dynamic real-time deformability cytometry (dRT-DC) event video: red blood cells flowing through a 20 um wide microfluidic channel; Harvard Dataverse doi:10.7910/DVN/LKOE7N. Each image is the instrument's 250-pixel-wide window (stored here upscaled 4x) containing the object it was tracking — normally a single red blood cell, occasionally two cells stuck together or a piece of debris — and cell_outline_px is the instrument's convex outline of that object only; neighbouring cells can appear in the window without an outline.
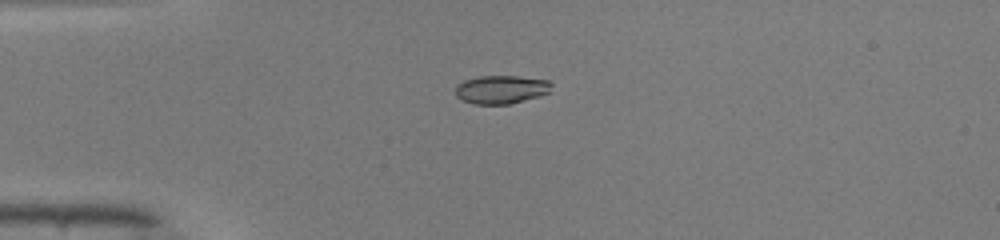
{"species": "common noctule bat (a hibernating species)", "species_latin": "Nyctalus noctula", "temperature_condition": "warm", "stored_images_in_passage": 38, "camera_frame_rate_fps": 3000, "um_per_image_px": 0.085, "animal": {"sex": "male", "body_mass_g": 19.0, "forearm_length_mm": 50.8}, "frame": {"image": 1, "passage_image": 1, "time_ms": 0.0, "image_size_px": [1000, 240], "cell_outline_px": [[552, 84], [548, 92], [540, 96], [508, 104], [472, 104], [456, 96], [456, 84], [464, 80], [480, 76], [516, 76], [548, 80]], "centroid_in_image_um": [42.58, 7.6], "position_along_channel_um": 42.4, "area_um2": 15.78}}
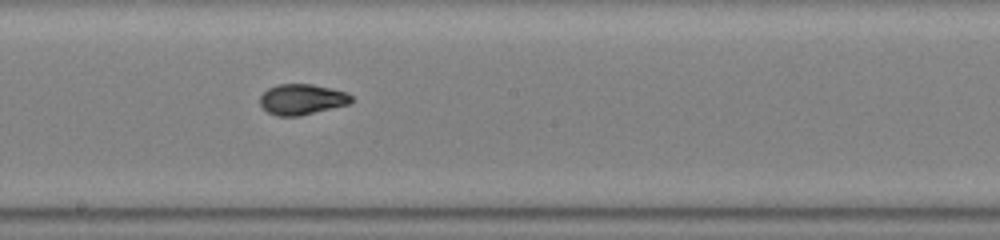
{"frame": {"image": 2, "passage_image": 16, "time_ms": 5.0, "image_size_px": [1000, 240], "cell_outline_px": [[352, 100], [348, 104], [300, 116], [276, 116], [268, 112], [260, 104], [260, 96], [268, 88], [276, 84], [312, 84], [332, 88], [348, 92], [352, 96]], "centroid_in_image_um": [25.66, 8.44], "position_along_channel_um": 222.5, "area_um2": 16.36}}
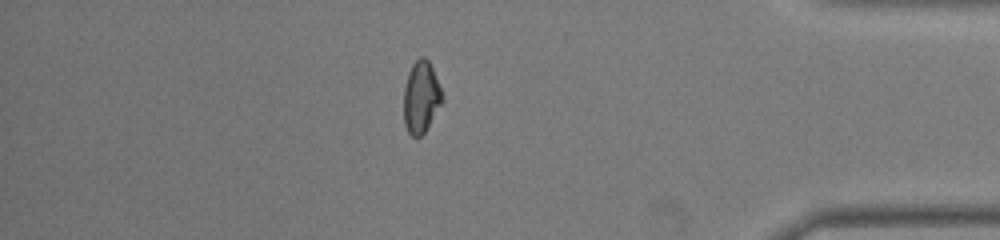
{"frame": {"image": 3, "passage_image": 31, "time_ms": 10.0, "image_size_px": [1000, 240], "cell_outline_px": [[444, 100], [424, 132], [420, 136], [412, 136], [408, 132], [404, 124], [404, 88], [408, 72], [412, 64], [420, 56], [424, 56], [428, 60], [432, 68], [444, 96]], "centroid_in_image_um": [35.79, 8.24], "position_along_channel_um": 399.4, "area_um2": 16.07}, "authors_computed_cell_mechanics": {"area_um2": 16.2707, "velocity_mm_per_s": 4.1581, "shape_relaxation_time_tau1_ms": 8.9554, "shape_relaxation_time_tau2_ms": null, "deformation_change_tau1": 0.2693, "deformation_change_tau2": null}}